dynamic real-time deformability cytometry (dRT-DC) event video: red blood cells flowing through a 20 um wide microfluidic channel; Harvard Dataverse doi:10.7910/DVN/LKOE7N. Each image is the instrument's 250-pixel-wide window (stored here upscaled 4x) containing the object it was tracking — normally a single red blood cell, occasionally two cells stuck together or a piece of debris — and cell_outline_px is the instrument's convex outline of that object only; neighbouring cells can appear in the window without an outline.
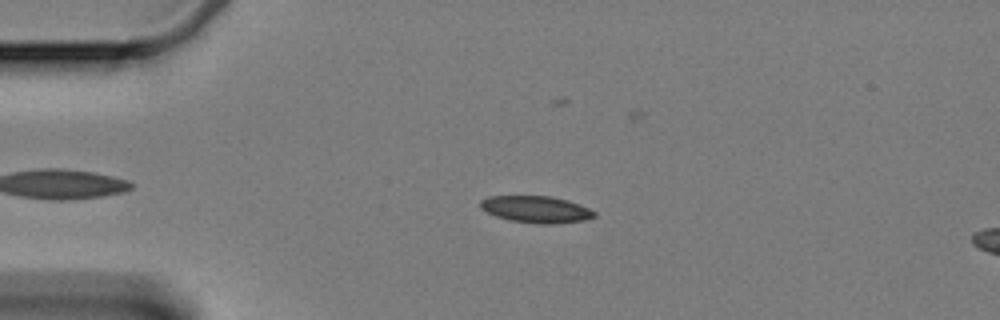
{"species": "Egyptian fruit bat (a non-hibernating species)", "species_latin": "Rousettus aegyptiacus", "temperature_condition": "cold", "stored_images_in_passage": 60, "camera_frame_rate_fps": 3000, "um_per_image_px": 0.085, "animal": {"sex": "female"}, "frame": {"image": 1, "passage_image": 13, "time_ms": 4.0, "image_size_px": [1000, 320], "cell_outline_px": [[596, 216], [584, 220], [556, 224], [536, 224], [508, 220], [496, 216], [480, 208], [480, 200], [488, 196], [552, 196], [568, 200], [580, 204], [596, 212]], "centroid_in_image_um": [45.57, 17.8], "position_along_channel_um": 39.4, "area_um2": 17.98}}
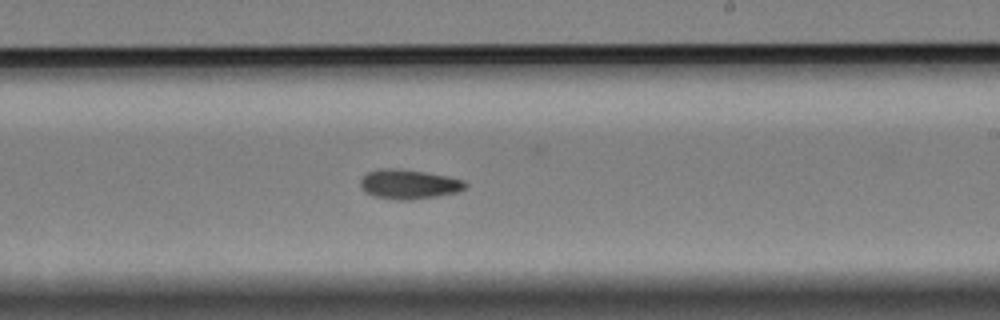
{"frame": {"image": 2, "passage_image": 35, "time_ms": 11.333, "image_size_px": [1000, 320], "cell_outline_px": [[468, 184], [464, 188], [456, 192], [436, 196], [412, 200], [396, 200], [372, 196], [364, 192], [360, 184], [360, 180], [368, 172], [380, 168], [396, 168], [424, 172], [464, 180]], "centroid_in_image_um": [34.7, 15.67], "position_along_channel_um": 254.3, "area_um2": 17.98}}
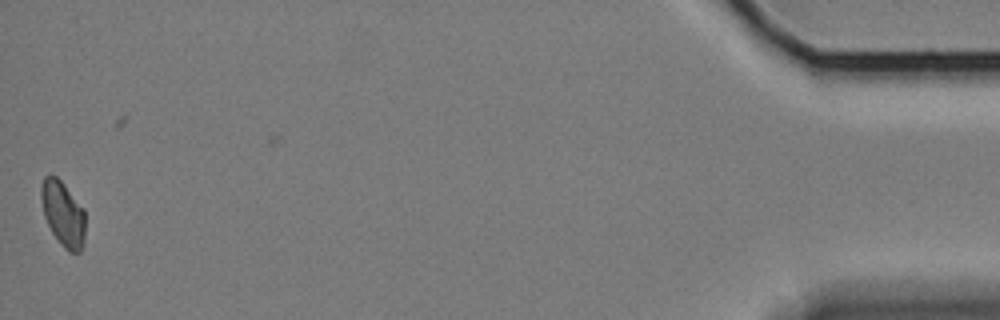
{"frame": {"image": 3, "passage_image": 59, "time_ms": 19.333, "image_size_px": [1000, 320], "cell_outline_px": [[84, 244], [80, 252], [68, 252], [60, 244], [52, 232], [44, 216], [40, 196], [40, 188], [44, 176], [56, 176], [60, 180], [84, 208]], "centroid_in_image_um": [5.35, 18.18], "position_along_channel_um": 429.9, "area_um2": 16.7}, "authors_computed_cell_mechanics": {"area_um2": 17.1666, "velocity_mm_per_s": 3.3237, "shape_relaxation_time_tau1_ms": null, "shape_relaxation_time_tau2_ms": 3.4721, "deformation_change_tau1": null, "deformation_change_tau2": 0.0763}}